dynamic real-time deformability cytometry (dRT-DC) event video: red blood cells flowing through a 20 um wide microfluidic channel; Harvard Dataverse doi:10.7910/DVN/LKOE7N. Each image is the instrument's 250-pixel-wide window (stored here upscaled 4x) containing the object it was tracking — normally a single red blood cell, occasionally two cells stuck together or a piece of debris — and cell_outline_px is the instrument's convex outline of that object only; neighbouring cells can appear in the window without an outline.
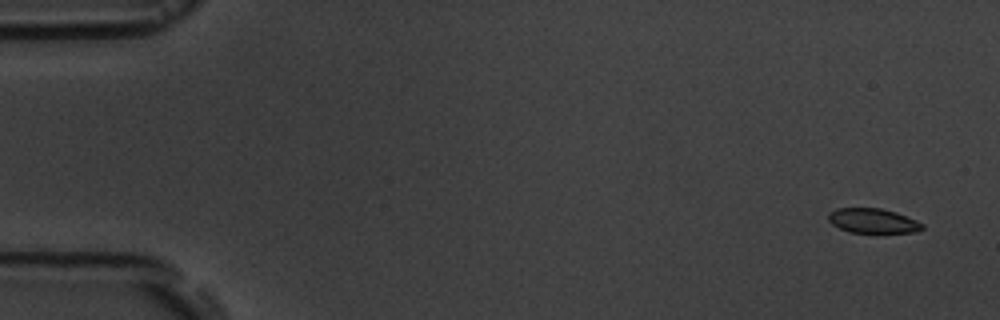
{"species": "common noctule bat (a hibernating species)", "species_latin": "Nyctalus noctula", "temperature_condition": "room temperature", "stored_images_in_passage": 7, "camera_frame_rate_fps": 3000, "um_per_image_px": 0.085, "animal": {"sex": "male", "body_mass_g": 19.5, "forearm_length_mm": 54.6}, "frame": {"image": 1, "passage_image": 1, "time_ms": 0.0, "image_size_px": [1000, 320], "cell_outline_px": [[924, 228], [916, 232], [848, 232], [832, 224], [828, 220], [828, 212], [836, 208], [880, 208], [896, 212], [916, 220], [924, 224]], "centroid_in_image_um": [74.18, 18.76], "position_along_channel_um": 10.8, "area_um2": 13.47}}
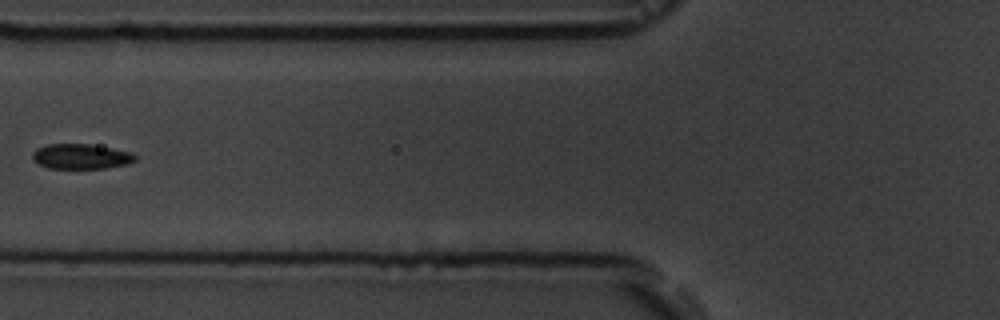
{"frame": {"image": 2, "passage_image": 6, "time_ms": 6.667, "image_size_px": [1000, 320], "cell_outline_px": [[136, 160], [128, 164], [104, 168], [48, 168], [32, 160], [32, 152], [36, 148], [48, 144], [92, 144], [132, 152], [136, 156]], "centroid_in_image_um": [6.88, 13.29], "position_along_channel_um": 118.9, "area_um2": 15.09}}
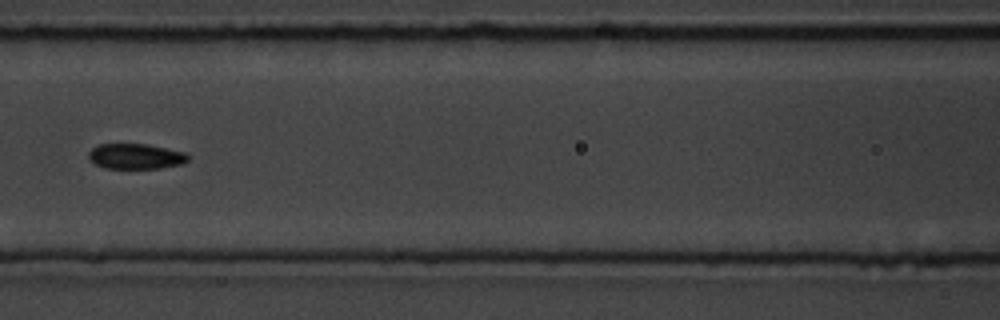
{"frame": {"image": 3, "passage_image": 7, "time_ms": 7.667, "image_size_px": [1000, 320], "cell_outline_px": [[192, 156], [184, 164], [160, 168], [104, 168], [88, 160], [88, 152], [92, 148], [100, 144], [148, 144], [184, 152]], "centroid_in_image_um": [11.55, 13.29], "position_along_channel_um": 155.0, "area_um2": 14.85}}